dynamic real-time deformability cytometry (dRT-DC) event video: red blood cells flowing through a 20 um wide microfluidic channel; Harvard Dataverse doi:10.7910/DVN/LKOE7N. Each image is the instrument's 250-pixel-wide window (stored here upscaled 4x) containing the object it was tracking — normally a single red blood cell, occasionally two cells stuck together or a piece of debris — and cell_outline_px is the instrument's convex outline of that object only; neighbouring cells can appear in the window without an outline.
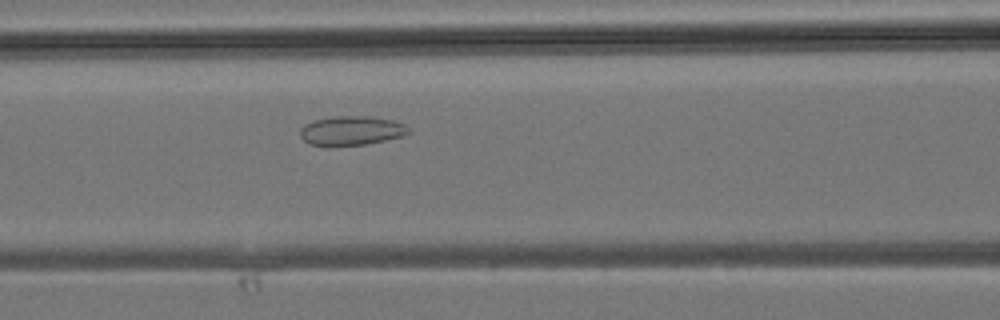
{"species": "common noctule bat (a hibernating species)", "species_latin": "Nyctalus noctula", "temperature_condition": "room temperature", "stored_images_in_passage": 24, "camera_frame_rate_fps": 3000, "um_per_image_px": 0.085, "animal": {"sex": "male", "body_mass_g": 19.2, "forearm_length_mm": 51.8}, "frame": {"image": 1, "passage_image": 8, "time_ms": 2.333, "image_size_px": [1000, 320], "cell_outline_px": [[408, 132], [404, 136], [364, 144], [328, 148], [308, 144], [300, 136], [300, 128], [304, 124], [316, 120], [336, 116], [368, 116], [392, 120], [404, 124], [408, 128]], "centroid_in_image_um": [29.8, 11.13], "position_along_channel_um": 136.8, "area_um2": 18.73}}
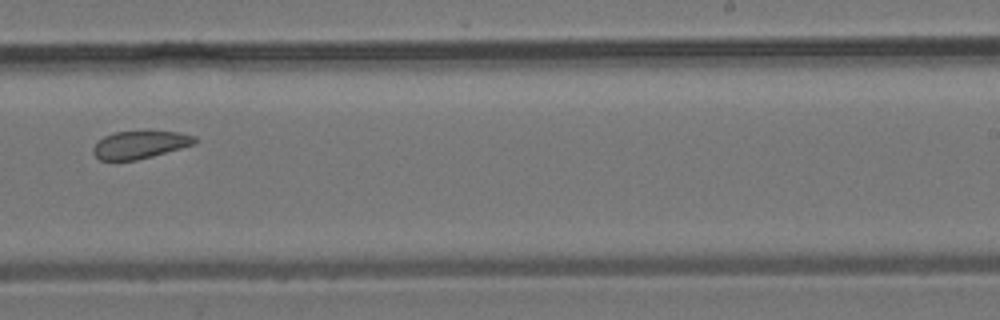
{"frame": {"image": 2, "passage_image": 16, "time_ms": 5.0, "image_size_px": [1000, 320], "cell_outline_px": [[196, 144], [152, 156], [136, 160], [100, 160], [92, 152], [92, 148], [104, 136], [116, 132], [148, 128], [180, 132], [196, 136]], "centroid_in_image_um": [11.95, 12.24], "position_along_channel_um": 277.1, "area_um2": 17.05}}
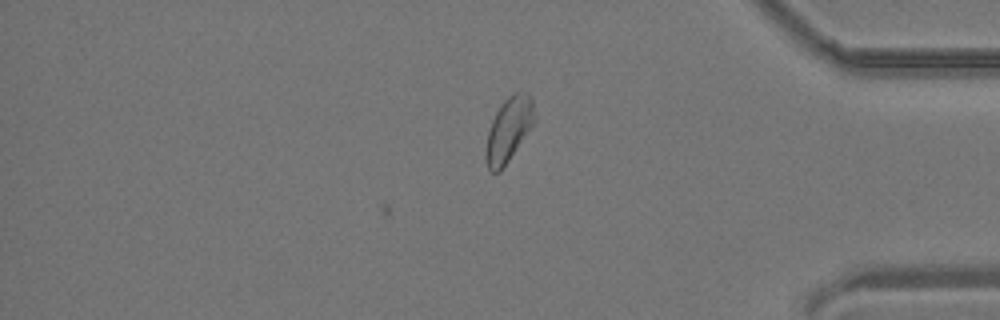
{"frame": {"image": 3, "passage_image": 24, "time_ms": 7.667, "image_size_px": [1000, 320], "cell_outline_px": [[536, 120], [500, 172], [492, 172], [488, 168], [484, 156], [488, 132], [492, 120], [500, 104], [508, 96], [516, 92], [528, 92], [532, 96], [536, 116]], "centroid_in_image_um": [43.25, 10.98], "position_along_channel_um": 392.0, "area_um2": 18.26}}